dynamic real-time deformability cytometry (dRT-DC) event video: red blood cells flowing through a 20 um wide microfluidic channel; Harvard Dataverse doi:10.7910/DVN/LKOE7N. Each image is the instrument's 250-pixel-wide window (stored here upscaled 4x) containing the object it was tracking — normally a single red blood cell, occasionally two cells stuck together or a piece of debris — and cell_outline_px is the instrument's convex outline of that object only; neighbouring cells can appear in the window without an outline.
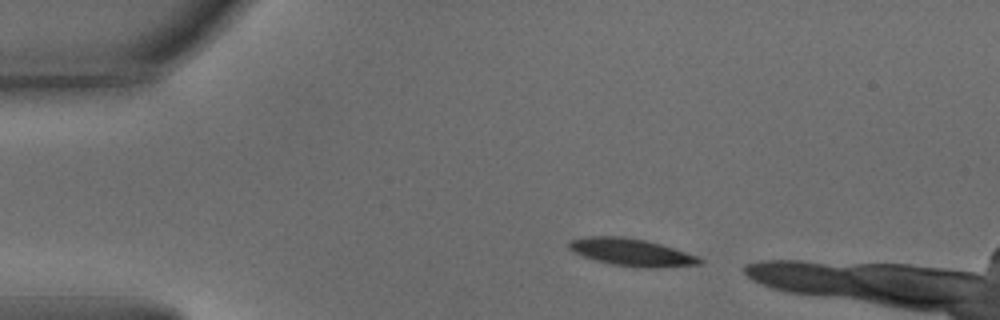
{"species": "common noctule bat (a hibernating species)", "species_latin": "Nyctalus noctula", "temperature_condition": "warm", "stored_images_in_passage": 40, "camera_frame_rate_fps": 3000, "um_per_image_px": 0.085, "animal": {"sex": "male", "body_mass_g": 15.6}, "frame": {"image": 1, "passage_image": 3, "time_ms": 0.667, "image_size_px": [1000, 320], "cell_outline_px": [[704, 260], [700, 264], [656, 268], [644, 268], [612, 264], [596, 260], [572, 252], [568, 248], [568, 240], [584, 236], [624, 236], [644, 240], [660, 244], [696, 256]], "centroid_in_image_um": [53.61, 21.43], "position_along_channel_um": 31.4, "area_um2": 20.75}}
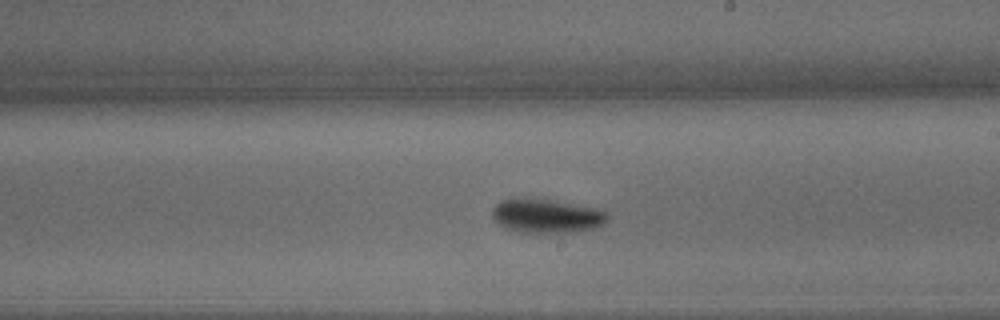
{"frame": {"image": 2, "passage_image": 24, "time_ms": 7.667, "image_size_px": [1000, 320], "cell_outline_px": [[608, 220], [604, 224], [596, 228], [576, 232], [512, 232], [504, 228], [492, 216], [492, 208], [500, 200], [548, 200], [604, 208], [608, 212]], "centroid_in_image_um": [46.55, 18.38], "position_along_channel_um": 242.5, "area_um2": 22.77}}
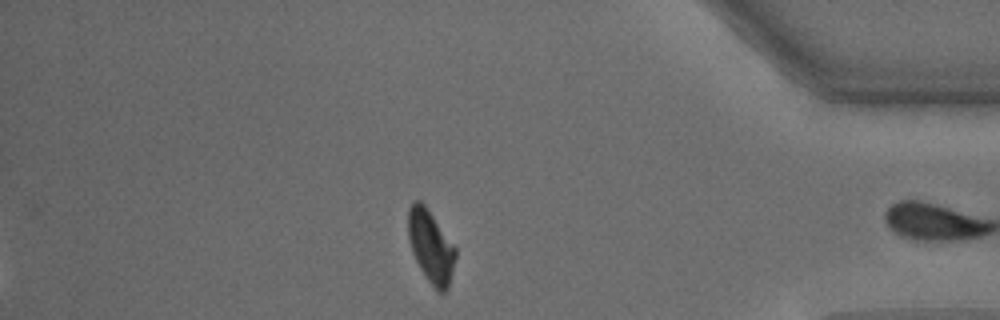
{"frame": {"image": 3, "passage_image": 39, "time_ms": 12.667, "image_size_px": [1000, 320], "cell_outline_px": [[456, 256], [448, 288], [444, 292], [436, 292], [424, 276], [412, 252], [408, 236], [408, 208], [412, 200], [420, 200], [424, 204], [456, 248]], "centroid_in_image_um": [36.6, 20.96], "position_along_channel_um": 398.6, "area_um2": 20.0}, "authors_computed_cell_mechanics": {"area_um2": 21.4438, "velocity_mm_per_s": 3.7804, "shape_relaxation_time_tau1_ms": 2.4415, "shape_relaxation_time_tau2_ms": null, "deformation_change_tau1": 0.1594, "deformation_change_tau2": null}}